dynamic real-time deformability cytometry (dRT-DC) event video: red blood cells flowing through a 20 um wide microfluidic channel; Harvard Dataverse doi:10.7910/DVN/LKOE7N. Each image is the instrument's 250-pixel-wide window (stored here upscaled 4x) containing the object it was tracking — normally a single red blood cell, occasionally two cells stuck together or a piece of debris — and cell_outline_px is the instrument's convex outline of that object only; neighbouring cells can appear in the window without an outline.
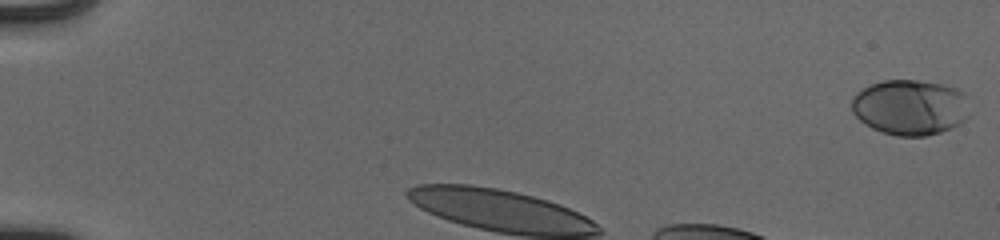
{"species": "human", "species_latin": "Homo sapiens", "temperature_condition": "cold", "stored_images_in_passage": 32, "camera_frame_rate_fps": 3000, "um_per_image_px": 0.085, "donor": {"sex": "male"}, "frame": {"image": 1, "passage_image": 1, "time_ms": 0.0, "image_size_px": [1000, 240], "cell_outline_px": [[968, 116], [960, 124], [952, 128], [940, 132], [924, 136], [896, 136], [880, 132], [872, 128], [860, 120], [852, 112], [852, 96], [856, 92], [872, 84], [884, 80], [916, 80], [940, 84], [956, 88], [964, 92]], "centroid_in_image_um": [77.34, 9.13], "position_along_channel_um": 7.7, "area_um2": 38.09}}
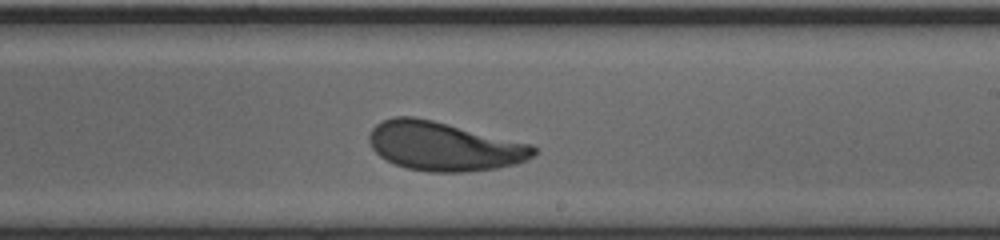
{"frame": {"image": 2, "passage_image": 21, "time_ms": 6.667, "image_size_px": [1000, 240], "cell_outline_px": [[536, 152], [532, 156], [516, 164], [496, 168], [468, 172], [428, 172], [404, 168], [380, 156], [372, 148], [368, 140], [368, 136], [372, 128], [376, 124], [392, 116], [416, 116], [532, 144], [536, 148]], "centroid_in_image_um": [37.71, 12.43], "position_along_channel_um": 251.3, "area_um2": 46.93}}
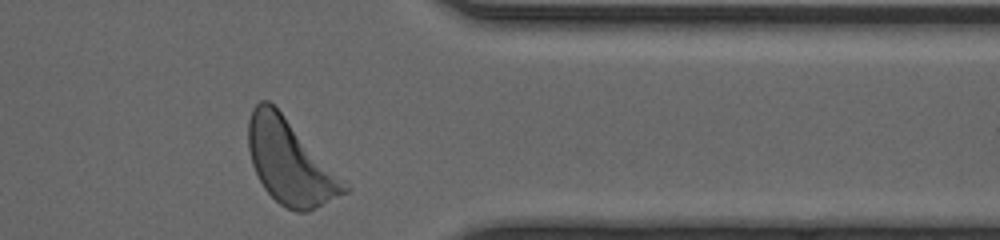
{"frame": {"image": 3, "passage_image": 32, "time_ms": 10.333, "image_size_px": [1000, 240], "cell_outline_px": [[348, 192], [308, 212], [296, 212], [280, 204], [264, 188], [252, 164], [248, 148], [248, 120], [252, 108], [260, 100], [268, 100], [280, 112], [348, 188]], "centroid_in_image_um": [24.56, 13.8], "position_along_channel_um": 386.8, "area_um2": 45.26}, "authors_computed_cell_mechanics": {"area_um2": 46.9336, "velocity_mm_per_s": 3.8773, "shape_relaxation_time_tau1_ms": 3.6185, "shape_relaxation_time_tau2_ms": 1.292, "deformation_change_tau1": 0.162, "deformation_change_tau2": 0.0842}}